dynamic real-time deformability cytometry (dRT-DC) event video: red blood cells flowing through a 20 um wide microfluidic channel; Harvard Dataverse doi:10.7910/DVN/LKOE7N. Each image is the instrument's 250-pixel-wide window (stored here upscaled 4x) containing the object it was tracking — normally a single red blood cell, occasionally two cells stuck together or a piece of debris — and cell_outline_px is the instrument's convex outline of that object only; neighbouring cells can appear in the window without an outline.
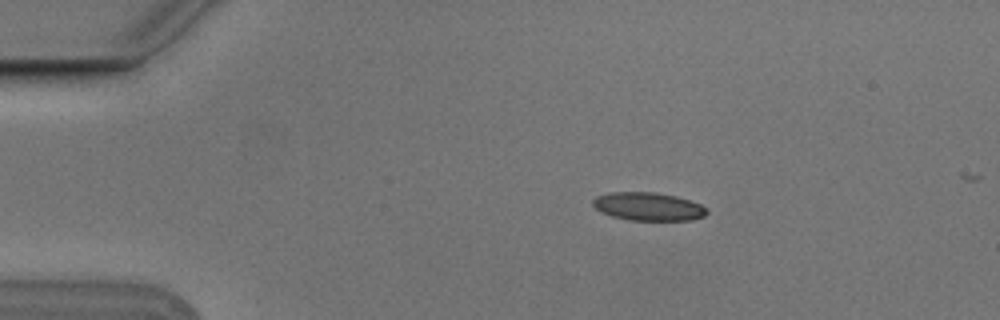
{"species": "Egyptian fruit bat (a non-hibernating species)", "species_latin": "Rousettus aegyptiacus", "temperature_condition": "cold", "stored_images_in_passage": 5, "camera_frame_rate_fps": 3000, "um_per_image_px": 0.085, "animal": {"sex": "male"}, "frame": {"image": 1, "passage_image": 3, "time_ms": 0.667, "image_size_px": [1000, 320], "cell_outline_px": [[708, 212], [704, 216], [692, 220], [628, 220], [612, 216], [600, 212], [592, 204], [592, 200], [596, 196], [608, 192], [656, 192], [676, 196], [700, 204], [708, 208]], "centroid_in_image_um": [55.09, 17.55], "position_along_channel_um": 29.9, "area_um2": 18.84}}